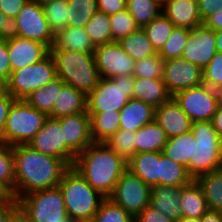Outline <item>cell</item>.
Wrapping results in <instances>:
<instances>
[{"instance_id":"1","label":"cell","mask_w":222,"mask_h":222,"mask_svg":"<svg viewBox=\"0 0 222 222\" xmlns=\"http://www.w3.org/2000/svg\"><path fill=\"white\" fill-rule=\"evenodd\" d=\"M15 199L31 192L54 188L69 168L61 159L37 152L27 144L12 146Z\"/></svg>"},{"instance_id":"2","label":"cell","mask_w":222,"mask_h":222,"mask_svg":"<svg viewBox=\"0 0 222 222\" xmlns=\"http://www.w3.org/2000/svg\"><path fill=\"white\" fill-rule=\"evenodd\" d=\"M104 197H109L119 178L127 170V162L104 142H93L75 158L72 166Z\"/></svg>"},{"instance_id":"3","label":"cell","mask_w":222,"mask_h":222,"mask_svg":"<svg viewBox=\"0 0 222 222\" xmlns=\"http://www.w3.org/2000/svg\"><path fill=\"white\" fill-rule=\"evenodd\" d=\"M57 77L88 96L101 79L94 54L50 49Z\"/></svg>"},{"instance_id":"4","label":"cell","mask_w":222,"mask_h":222,"mask_svg":"<svg viewBox=\"0 0 222 222\" xmlns=\"http://www.w3.org/2000/svg\"><path fill=\"white\" fill-rule=\"evenodd\" d=\"M67 215L74 221L92 220L106 198L95 190L73 167H69L58 184Z\"/></svg>"},{"instance_id":"5","label":"cell","mask_w":222,"mask_h":222,"mask_svg":"<svg viewBox=\"0 0 222 222\" xmlns=\"http://www.w3.org/2000/svg\"><path fill=\"white\" fill-rule=\"evenodd\" d=\"M194 136L193 158L189 160V175L196 179L202 174L222 169V139L212 121L192 123Z\"/></svg>"},{"instance_id":"6","label":"cell","mask_w":222,"mask_h":222,"mask_svg":"<svg viewBox=\"0 0 222 222\" xmlns=\"http://www.w3.org/2000/svg\"><path fill=\"white\" fill-rule=\"evenodd\" d=\"M47 118L24 99H16L9 110L0 141L11 146L28 144Z\"/></svg>"},{"instance_id":"7","label":"cell","mask_w":222,"mask_h":222,"mask_svg":"<svg viewBox=\"0 0 222 222\" xmlns=\"http://www.w3.org/2000/svg\"><path fill=\"white\" fill-rule=\"evenodd\" d=\"M19 209L32 222H74L67 215L61 190L54 188L38 190L22 196Z\"/></svg>"},{"instance_id":"8","label":"cell","mask_w":222,"mask_h":222,"mask_svg":"<svg viewBox=\"0 0 222 222\" xmlns=\"http://www.w3.org/2000/svg\"><path fill=\"white\" fill-rule=\"evenodd\" d=\"M134 83L133 75L101 78L87 96V112H120L133 96Z\"/></svg>"},{"instance_id":"9","label":"cell","mask_w":222,"mask_h":222,"mask_svg":"<svg viewBox=\"0 0 222 222\" xmlns=\"http://www.w3.org/2000/svg\"><path fill=\"white\" fill-rule=\"evenodd\" d=\"M55 78H57L56 65L49 53L41 61L11 72L3 89L14 99H25Z\"/></svg>"},{"instance_id":"10","label":"cell","mask_w":222,"mask_h":222,"mask_svg":"<svg viewBox=\"0 0 222 222\" xmlns=\"http://www.w3.org/2000/svg\"><path fill=\"white\" fill-rule=\"evenodd\" d=\"M172 97L192 122L212 121L221 104L220 92L204 84L179 91Z\"/></svg>"},{"instance_id":"11","label":"cell","mask_w":222,"mask_h":222,"mask_svg":"<svg viewBox=\"0 0 222 222\" xmlns=\"http://www.w3.org/2000/svg\"><path fill=\"white\" fill-rule=\"evenodd\" d=\"M108 198L135 218L149 206L151 187L127 169Z\"/></svg>"},{"instance_id":"12","label":"cell","mask_w":222,"mask_h":222,"mask_svg":"<svg viewBox=\"0 0 222 222\" xmlns=\"http://www.w3.org/2000/svg\"><path fill=\"white\" fill-rule=\"evenodd\" d=\"M18 36L45 44L49 49L53 46V34L42 5L27 2L15 18Z\"/></svg>"},{"instance_id":"13","label":"cell","mask_w":222,"mask_h":222,"mask_svg":"<svg viewBox=\"0 0 222 222\" xmlns=\"http://www.w3.org/2000/svg\"><path fill=\"white\" fill-rule=\"evenodd\" d=\"M27 145L37 152L61 159L68 167H72L75 162V157L66 149L59 119L48 117Z\"/></svg>"},{"instance_id":"14","label":"cell","mask_w":222,"mask_h":222,"mask_svg":"<svg viewBox=\"0 0 222 222\" xmlns=\"http://www.w3.org/2000/svg\"><path fill=\"white\" fill-rule=\"evenodd\" d=\"M94 57L101 78L134 74L136 61L122 49L118 41L97 46L94 50Z\"/></svg>"},{"instance_id":"15","label":"cell","mask_w":222,"mask_h":222,"mask_svg":"<svg viewBox=\"0 0 222 222\" xmlns=\"http://www.w3.org/2000/svg\"><path fill=\"white\" fill-rule=\"evenodd\" d=\"M162 79L172 96L179 91L203 85L202 69L182 57L165 61Z\"/></svg>"},{"instance_id":"16","label":"cell","mask_w":222,"mask_h":222,"mask_svg":"<svg viewBox=\"0 0 222 222\" xmlns=\"http://www.w3.org/2000/svg\"><path fill=\"white\" fill-rule=\"evenodd\" d=\"M216 52L214 30L204 25L190 29L182 58L196 64L203 70L213 59Z\"/></svg>"},{"instance_id":"17","label":"cell","mask_w":222,"mask_h":222,"mask_svg":"<svg viewBox=\"0 0 222 222\" xmlns=\"http://www.w3.org/2000/svg\"><path fill=\"white\" fill-rule=\"evenodd\" d=\"M66 149L76 158L93 143L90 115L86 112L59 118Z\"/></svg>"},{"instance_id":"18","label":"cell","mask_w":222,"mask_h":222,"mask_svg":"<svg viewBox=\"0 0 222 222\" xmlns=\"http://www.w3.org/2000/svg\"><path fill=\"white\" fill-rule=\"evenodd\" d=\"M11 72L37 63L45 58L50 49L38 41L17 37L7 41Z\"/></svg>"},{"instance_id":"19","label":"cell","mask_w":222,"mask_h":222,"mask_svg":"<svg viewBox=\"0 0 222 222\" xmlns=\"http://www.w3.org/2000/svg\"><path fill=\"white\" fill-rule=\"evenodd\" d=\"M155 121L168 139L191 131L193 123L173 97L155 108Z\"/></svg>"},{"instance_id":"20","label":"cell","mask_w":222,"mask_h":222,"mask_svg":"<svg viewBox=\"0 0 222 222\" xmlns=\"http://www.w3.org/2000/svg\"><path fill=\"white\" fill-rule=\"evenodd\" d=\"M162 14L175 27L193 29L203 25L197 0H167L162 4Z\"/></svg>"},{"instance_id":"21","label":"cell","mask_w":222,"mask_h":222,"mask_svg":"<svg viewBox=\"0 0 222 222\" xmlns=\"http://www.w3.org/2000/svg\"><path fill=\"white\" fill-rule=\"evenodd\" d=\"M182 189L183 186H152L149 206L176 222L182 217L179 200Z\"/></svg>"},{"instance_id":"22","label":"cell","mask_w":222,"mask_h":222,"mask_svg":"<svg viewBox=\"0 0 222 222\" xmlns=\"http://www.w3.org/2000/svg\"><path fill=\"white\" fill-rule=\"evenodd\" d=\"M155 120V108L143 101L130 99L120 111V129L136 132Z\"/></svg>"},{"instance_id":"23","label":"cell","mask_w":222,"mask_h":222,"mask_svg":"<svg viewBox=\"0 0 222 222\" xmlns=\"http://www.w3.org/2000/svg\"><path fill=\"white\" fill-rule=\"evenodd\" d=\"M172 98L162 78L147 79L135 77L132 99L143 101L154 108Z\"/></svg>"},{"instance_id":"24","label":"cell","mask_w":222,"mask_h":222,"mask_svg":"<svg viewBox=\"0 0 222 222\" xmlns=\"http://www.w3.org/2000/svg\"><path fill=\"white\" fill-rule=\"evenodd\" d=\"M87 96L71 85L64 84L61 90H58L57 101H55L52 113L48 116L59 119L64 116L80 114L87 111Z\"/></svg>"},{"instance_id":"25","label":"cell","mask_w":222,"mask_h":222,"mask_svg":"<svg viewBox=\"0 0 222 222\" xmlns=\"http://www.w3.org/2000/svg\"><path fill=\"white\" fill-rule=\"evenodd\" d=\"M95 48L84 28L67 26L55 35L53 46L50 49L94 54Z\"/></svg>"},{"instance_id":"26","label":"cell","mask_w":222,"mask_h":222,"mask_svg":"<svg viewBox=\"0 0 222 222\" xmlns=\"http://www.w3.org/2000/svg\"><path fill=\"white\" fill-rule=\"evenodd\" d=\"M127 169L150 187L159 185V152L135 154L127 163Z\"/></svg>"},{"instance_id":"27","label":"cell","mask_w":222,"mask_h":222,"mask_svg":"<svg viewBox=\"0 0 222 222\" xmlns=\"http://www.w3.org/2000/svg\"><path fill=\"white\" fill-rule=\"evenodd\" d=\"M179 200L183 217L202 218L209 210L203 191L195 179L183 186Z\"/></svg>"},{"instance_id":"28","label":"cell","mask_w":222,"mask_h":222,"mask_svg":"<svg viewBox=\"0 0 222 222\" xmlns=\"http://www.w3.org/2000/svg\"><path fill=\"white\" fill-rule=\"evenodd\" d=\"M167 141L165 131L153 120L135 132L136 154L141 152H162Z\"/></svg>"},{"instance_id":"29","label":"cell","mask_w":222,"mask_h":222,"mask_svg":"<svg viewBox=\"0 0 222 222\" xmlns=\"http://www.w3.org/2000/svg\"><path fill=\"white\" fill-rule=\"evenodd\" d=\"M90 115L93 142H105L120 129V112H87Z\"/></svg>"},{"instance_id":"30","label":"cell","mask_w":222,"mask_h":222,"mask_svg":"<svg viewBox=\"0 0 222 222\" xmlns=\"http://www.w3.org/2000/svg\"><path fill=\"white\" fill-rule=\"evenodd\" d=\"M194 136L191 131L169 138L162 153L176 163L182 164L189 173V160L193 158Z\"/></svg>"},{"instance_id":"31","label":"cell","mask_w":222,"mask_h":222,"mask_svg":"<svg viewBox=\"0 0 222 222\" xmlns=\"http://www.w3.org/2000/svg\"><path fill=\"white\" fill-rule=\"evenodd\" d=\"M158 177L162 186H185L193 180L184 165L174 162L162 152H159Z\"/></svg>"},{"instance_id":"32","label":"cell","mask_w":222,"mask_h":222,"mask_svg":"<svg viewBox=\"0 0 222 222\" xmlns=\"http://www.w3.org/2000/svg\"><path fill=\"white\" fill-rule=\"evenodd\" d=\"M65 82L59 77L32 92L24 100L33 108L49 116L52 113L58 90H61Z\"/></svg>"},{"instance_id":"33","label":"cell","mask_w":222,"mask_h":222,"mask_svg":"<svg viewBox=\"0 0 222 222\" xmlns=\"http://www.w3.org/2000/svg\"><path fill=\"white\" fill-rule=\"evenodd\" d=\"M201 187L209 210L222 212V169L195 179Z\"/></svg>"},{"instance_id":"34","label":"cell","mask_w":222,"mask_h":222,"mask_svg":"<svg viewBox=\"0 0 222 222\" xmlns=\"http://www.w3.org/2000/svg\"><path fill=\"white\" fill-rule=\"evenodd\" d=\"M118 42L122 49L135 61L158 54L143 28L121 38Z\"/></svg>"},{"instance_id":"35","label":"cell","mask_w":222,"mask_h":222,"mask_svg":"<svg viewBox=\"0 0 222 222\" xmlns=\"http://www.w3.org/2000/svg\"><path fill=\"white\" fill-rule=\"evenodd\" d=\"M126 9L139 28H143L162 13V4L158 0H127Z\"/></svg>"},{"instance_id":"36","label":"cell","mask_w":222,"mask_h":222,"mask_svg":"<svg viewBox=\"0 0 222 222\" xmlns=\"http://www.w3.org/2000/svg\"><path fill=\"white\" fill-rule=\"evenodd\" d=\"M0 187L15 198V168L12 146L0 141Z\"/></svg>"},{"instance_id":"37","label":"cell","mask_w":222,"mask_h":222,"mask_svg":"<svg viewBox=\"0 0 222 222\" xmlns=\"http://www.w3.org/2000/svg\"><path fill=\"white\" fill-rule=\"evenodd\" d=\"M84 30L95 47L113 41L110 17L104 12L97 11L84 26Z\"/></svg>"},{"instance_id":"38","label":"cell","mask_w":222,"mask_h":222,"mask_svg":"<svg viewBox=\"0 0 222 222\" xmlns=\"http://www.w3.org/2000/svg\"><path fill=\"white\" fill-rule=\"evenodd\" d=\"M68 7V26L77 28H84L98 11L97 0H68Z\"/></svg>"},{"instance_id":"39","label":"cell","mask_w":222,"mask_h":222,"mask_svg":"<svg viewBox=\"0 0 222 222\" xmlns=\"http://www.w3.org/2000/svg\"><path fill=\"white\" fill-rule=\"evenodd\" d=\"M173 28L174 24L161 13L148 25L144 26L143 30L147 34V37L153 45L155 51L159 53L172 33Z\"/></svg>"},{"instance_id":"40","label":"cell","mask_w":222,"mask_h":222,"mask_svg":"<svg viewBox=\"0 0 222 222\" xmlns=\"http://www.w3.org/2000/svg\"><path fill=\"white\" fill-rule=\"evenodd\" d=\"M42 7L54 35L68 26V0H49Z\"/></svg>"},{"instance_id":"41","label":"cell","mask_w":222,"mask_h":222,"mask_svg":"<svg viewBox=\"0 0 222 222\" xmlns=\"http://www.w3.org/2000/svg\"><path fill=\"white\" fill-rule=\"evenodd\" d=\"M104 143L127 163L136 154L135 132L133 131L119 129Z\"/></svg>"},{"instance_id":"42","label":"cell","mask_w":222,"mask_h":222,"mask_svg":"<svg viewBox=\"0 0 222 222\" xmlns=\"http://www.w3.org/2000/svg\"><path fill=\"white\" fill-rule=\"evenodd\" d=\"M189 33L190 29L174 26L162 50L158 53L159 56L165 61L182 57Z\"/></svg>"},{"instance_id":"43","label":"cell","mask_w":222,"mask_h":222,"mask_svg":"<svg viewBox=\"0 0 222 222\" xmlns=\"http://www.w3.org/2000/svg\"><path fill=\"white\" fill-rule=\"evenodd\" d=\"M93 222H135V218L121 206L115 204L108 197L105 198L98 211L95 213Z\"/></svg>"},{"instance_id":"44","label":"cell","mask_w":222,"mask_h":222,"mask_svg":"<svg viewBox=\"0 0 222 222\" xmlns=\"http://www.w3.org/2000/svg\"><path fill=\"white\" fill-rule=\"evenodd\" d=\"M109 17L113 41H119L121 38L127 37L129 34L139 29V26L127 9Z\"/></svg>"},{"instance_id":"45","label":"cell","mask_w":222,"mask_h":222,"mask_svg":"<svg viewBox=\"0 0 222 222\" xmlns=\"http://www.w3.org/2000/svg\"><path fill=\"white\" fill-rule=\"evenodd\" d=\"M164 65L165 60L159 54L152 55L135 62L133 76L147 79L162 78Z\"/></svg>"},{"instance_id":"46","label":"cell","mask_w":222,"mask_h":222,"mask_svg":"<svg viewBox=\"0 0 222 222\" xmlns=\"http://www.w3.org/2000/svg\"><path fill=\"white\" fill-rule=\"evenodd\" d=\"M203 84L218 91L222 90V53L216 52L213 59L202 70Z\"/></svg>"},{"instance_id":"47","label":"cell","mask_w":222,"mask_h":222,"mask_svg":"<svg viewBox=\"0 0 222 222\" xmlns=\"http://www.w3.org/2000/svg\"><path fill=\"white\" fill-rule=\"evenodd\" d=\"M17 37L18 29L15 19L6 17L0 11V40L9 41Z\"/></svg>"},{"instance_id":"48","label":"cell","mask_w":222,"mask_h":222,"mask_svg":"<svg viewBox=\"0 0 222 222\" xmlns=\"http://www.w3.org/2000/svg\"><path fill=\"white\" fill-rule=\"evenodd\" d=\"M11 74V64L8 55L7 41L0 40V84L4 85Z\"/></svg>"},{"instance_id":"49","label":"cell","mask_w":222,"mask_h":222,"mask_svg":"<svg viewBox=\"0 0 222 222\" xmlns=\"http://www.w3.org/2000/svg\"><path fill=\"white\" fill-rule=\"evenodd\" d=\"M15 100L16 99L4 89L0 91V138L3 134L9 110Z\"/></svg>"},{"instance_id":"50","label":"cell","mask_w":222,"mask_h":222,"mask_svg":"<svg viewBox=\"0 0 222 222\" xmlns=\"http://www.w3.org/2000/svg\"><path fill=\"white\" fill-rule=\"evenodd\" d=\"M126 6V0H97L98 11L104 12L108 16L125 10Z\"/></svg>"},{"instance_id":"51","label":"cell","mask_w":222,"mask_h":222,"mask_svg":"<svg viewBox=\"0 0 222 222\" xmlns=\"http://www.w3.org/2000/svg\"><path fill=\"white\" fill-rule=\"evenodd\" d=\"M202 22L222 9V0H197Z\"/></svg>"},{"instance_id":"52","label":"cell","mask_w":222,"mask_h":222,"mask_svg":"<svg viewBox=\"0 0 222 222\" xmlns=\"http://www.w3.org/2000/svg\"><path fill=\"white\" fill-rule=\"evenodd\" d=\"M18 209L19 203L13 197H9L0 203V222H11Z\"/></svg>"},{"instance_id":"53","label":"cell","mask_w":222,"mask_h":222,"mask_svg":"<svg viewBox=\"0 0 222 222\" xmlns=\"http://www.w3.org/2000/svg\"><path fill=\"white\" fill-rule=\"evenodd\" d=\"M27 0H0V11L10 18H16Z\"/></svg>"},{"instance_id":"54","label":"cell","mask_w":222,"mask_h":222,"mask_svg":"<svg viewBox=\"0 0 222 222\" xmlns=\"http://www.w3.org/2000/svg\"><path fill=\"white\" fill-rule=\"evenodd\" d=\"M135 222H174L167 216L160 214L152 207L147 206L135 217Z\"/></svg>"},{"instance_id":"55","label":"cell","mask_w":222,"mask_h":222,"mask_svg":"<svg viewBox=\"0 0 222 222\" xmlns=\"http://www.w3.org/2000/svg\"><path fill=\"white\" fill-rule=\"evenodd\" d=\"M203 25L216 31H222V9L203 21Z\"/></svg>"},{"instance_id":"56","label":"cell","mask_w":222,"mask_h":222,"mask_svg":"<svg viewBox=\"0 0 222 222\" xmlns=\"http://www.w3.org/2000/svg\"><path fill=\"white\" fill-rule=\"evenodd\" d=\"M212 124L220 138L222 139V105L220 104L213 115Z\"/></svg>"},{"instance_id":"57","label":"cell","mask_w":222,"mask_h":222,"mask_svg":"<svg viewBox=\"0 0 222 222\" xmlns=\"http://www.w3.org/2000/svg\"><path fill=\"white\" fill-rule=\"evenodd\" d=\"M201 222H222V212L208 210L201 218Z\"/></svg>"},{"instance_id":"58","label":"cell","mask_w":222,"mask_h":222,"mask_svg":"<svg viewBox=\"0 0 222 222\" xmlns=\"http://www.w3.org/2000/svg\"><path fill=\"white\" fill-rule=\"evenodd\" d=\"M11 222H32L20 209H18Z\"/></svg>"},{"instance_id":"59","label":"cell","mask_w":222,"mask_h":222,"mask_svg":"<svg viewBox=\"0 0 222 222\" xmlns=\"http://www.w3.org/2000/svg\"><path fill=\"white\" fill-rule=\"evenodd\" d=\"M215 38H216V50L217 52L222 53V31H216Z\"/></svg>"},{"instance_id":"60","label":"cell","mask_w":222,"mask_h":222,"mask_svg":"<svg viewBox=\"0 0 222 222\" xmlns=\"http://www.w3.org/2000/svg\"><path fill=\"white\" fill-rule=\"evenodd\" d=\"M176 222H201V218H187V217H181L179 220H177Z\"/></svg>"},{"instance_id":"61","label":"cell","mask_w":222,"mask_h":222,"mask_svg":"<svg viewBox=\"0 0 222 222\" xmlns=\"http://www.w3.org/2000/svg\"><path fill=\"white\" fill-rule=\"evenodd\" d=\"M10 196L0 187V203L4 202Z\"/></svg>"},{"instance_id":"62","label":"cell","mask_w":222,"mask_h":222,"mask_svg":"<svg viewBox=\"0 0 222 222\" xmlns=\"http://www.w3.org/2000/svg\"><path fill=\"white\" fill-rule=\"evenodd\" d=\"M47 1L49 0H27V2H32V3L40 4V5L45 4Z\"/></svg>"},{"instance_id":"63","label":"cell","mask_w":222,"mask_h":222,"mask_svg":"<svg viewBox=\"0 0 222 222\" xmlns=\"http://www.w3.org/2000/svg\"><path fill=\"white\" fill-rule=\"evenodd\" d=\"M74 222H93L92 220H77V221H74Z\"/></svg>"},{"instance_id":"64","label":"cell","mask_w":222,"mask_h":222,"mask_svg":"<svg viewBox=\"0 0 222 222\" xmlns=\"http://www.w3.org/2000/svg\"><path fill=\"white\" fill-rule=\"evenodd\" d=\"M219 92H220V103L222 105V90H220Z\"/></svg>"},{"instance_id":"65","label":"cell","mask_w":222,"mask_h":222,"mask_svg":"<svg viewBox=\"0 0 222 222\" xmlns=\"http://www.w3.org/2000/svg\"><path fill=\"white\" fill-rule=\"evenodd\" d=\"M161 4H163L167 0H158Z\"/></svg>"},{"instance_id":"66","label":"cell","mask_w":222,"mask_h":222,"mask_svg":"<svg viewBox=\"0 0 222 222\" xmlns=\"http://www.w3.org/2000/svg\"><path fill=\"white\" fill-rule=\"evenodd\" d=\"M3 89V85L0 84V91Z\"/></svg>"}]
</instances>
